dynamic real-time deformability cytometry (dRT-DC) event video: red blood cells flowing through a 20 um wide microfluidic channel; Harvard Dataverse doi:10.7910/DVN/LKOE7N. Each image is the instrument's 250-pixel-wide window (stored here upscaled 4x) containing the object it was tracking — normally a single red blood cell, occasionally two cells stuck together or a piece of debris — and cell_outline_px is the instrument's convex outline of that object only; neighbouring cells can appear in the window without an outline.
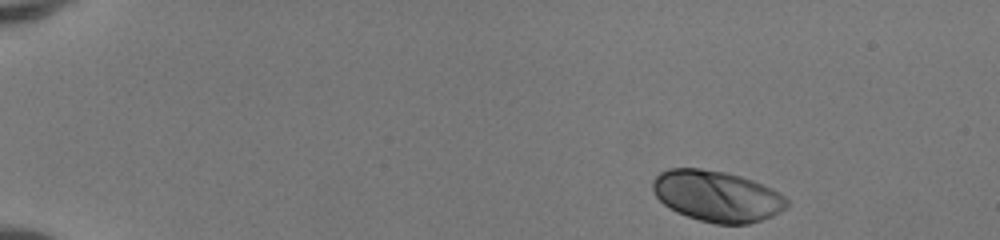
{"species": "human", "species_latin": "Homo sapiens", "temperature_condition": "room temperature", "stored_images_in_passage": 44, "camera_frame_rate_fps": 3000, "um_per_image_px": 0.085, "donor": {"sex": "female"}, "frame": {"image": 1, "passage_image": 1, "time_ms": 0.0, "image_size_px": [1000, 240], "cell_outline_px": [[788, 204], [780, 212], [772, 216], [748, 224], [716, 224], [700, 220], [676, 212], [664, 204], [656, 196], [652, 188], [652, 180], [660, 172], [668, 168], [700, 168], [724, 172], [740, 176], [752, 180], [772, 188], [780, 192], [788, 200]], "centroid_in_image_um": [60.93, 16.66], "position_along_channel_um": 24.1, "area_um2": 39.82}}
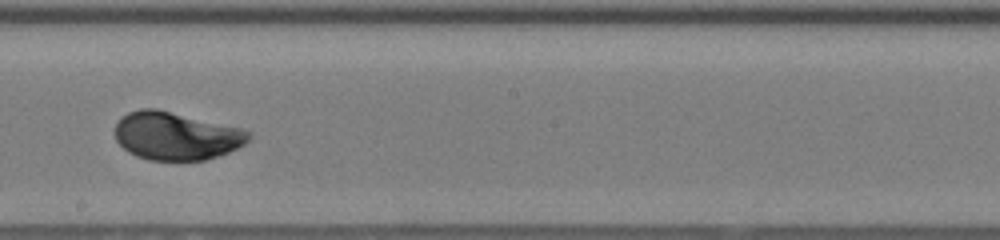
{"frame": {"image": 2, "passage_image": 25, "time_ms": 8.0, "image_size_px": [1000, 240], "cell_outline_px": [[252, 136], [244, 144], [220, 156], [204, 160], [148, 160], [136, 156], [128, 152], [116, 140], [116, 124], [128, 112], [140, 108], [156, 108], [240, 128], [252, 132]], "centroid_in_image_um": [14.97, 11.56], "position_along_channel_um": 233.2, "area_um2": 37.22}}
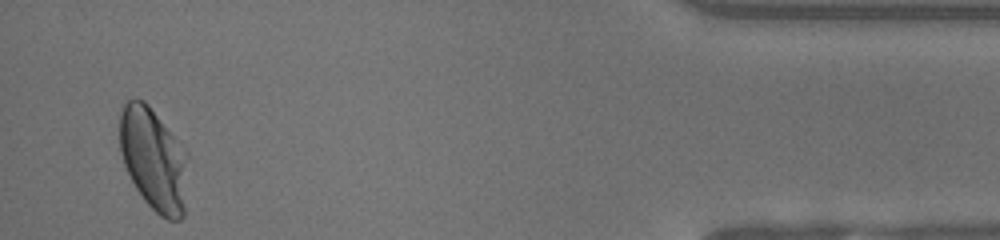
{"frame": {"image": 3, "passage_image": 43, "time_ms": 14.0, "image_size_px": [1000, 240], "cell_outline_px": [[188, 156], [184, 216], [180, 220], [168, 220], [160, 216], [144, 200], [136, 188], [124, 164], [120, 152], [120, 112], [124, 104], [128, 100], [144, 100], [148, 104], [188, 152]], "centroid_in_image_um": [13.08, 13.55], "position_along_channel_um": 422.1, "area_um2": 40.86}, "authors_computed_cell_mechanics": {"area_um2": 37.8012, "velocity_mm_per_s": 4.1435, "shape_relaxation_time_tau1_ms": 2.4584, "shape_relaxation_time_tau2_ms": null, "deformation_change_tau1": 0.1452, "deformation_change_tau2": null}}